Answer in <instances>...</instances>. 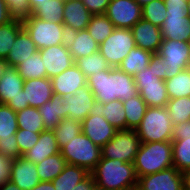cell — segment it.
I'll list each match as a JSON object with an SVG mask.
<instances>
[{
	"label": "cell",
	"mask_w": 190,
	"mask_h": 190,
	"mask_svg": "<svg viewBox=\"0 0 190 190\" xmlns=\"http://www.w3.org/2000/svg\"><path fill=\"white\" fill-rule=\"evenodd\" d=\"M87 85L95 100L103 104L112 100L127 101L138 93L134 77L118 67L94 73L87 78Z\"/></svg>",
	"instance_id": "cell-1"
},
{
	"label": "cell",
	"mask_w": 190,
	"mask_h": 190,
	"mask_svg": "<svg viewBox=\"0 0 190 190\" xmlns=\"http://www.w3.org/2000/svg\"><path fill=\"white\" fill-rule=\"evenodd\" d=\"M90 173L96 186L105 190H130L138 183L134 164L117 159L101 157Z\"/></svg>",
	"instance_id": "cell-2"
},
{
	"label": "cell",
	"mask_w": 190,
	"mask_h": 190,
	"mask_svg": "<svg viewBox=\"0 0 190 190\" xmlns=\"http://www.w3.org/2000/svg\"><path fill=\"white\" fill-rule=\"evenodd\" d=\"M133 164L137 177L173 167L172 142L141 143Z\"/></svg>",
	"instance_id": "cell-3"
},
{
	"label": "cell",
	"mask_w": 190,
	"mask_h": 190,
	"mask_svg": "<svg viewBox=\"0 0 190 190\" xmlns=\"http://www.w3.org/2000/svg\"><path fill=\"white\" fill-rule=\"evenodd\" d=\"M141 143L172 141L173 125L166 107H147L140 125L135 129Z\"/></svg>",
	"instance_id": "cell-4"
},
{
	"label": "cell",
	"mask_w": 190,
	"mask_h": 190,
	"mask_svg": "<svg viewBox=\"0 0 190 190\" xmlns=\"http://www.w3.org/2000/svg\"><path fill=\"white\" fill-rule=\"evenodd\" d=\"M23 28L30 35L35 46L40 50L60 44H66L67 31L63 23L55 24L32 15L23 18Z\"/></svg>",
	"instance_id": "cell-5"
},
{
	"label": "cell",
	"mask_w": 190,
	"mask_h": 190,
	"mask_svg": "<svg viewBox=\"0 0 190 190\" xmlns=\"http://www.w3.org/2000/svg\"><path fill=\"white\" fill-rule=\"evenodd\" d=\"M67 164L83 167L91 172L102 157L101 147L94 144L83 132L70 140L61 150Z\"/></svg>",
	"instance_id": "cell-6"
},
{
	"label": "cell",
	"mask_w": 190,
	"mask_h": 190,
	"mask_svg": "<svg viewBox=\"0 0 190 190\" xmlns=\"http://www.w3.org/2000/svg\"><path fill=\"white\" fill-rule=\"evenodd\" d=\"M141 140L136 130H119L115 136L101 148L102 158L117 159L133 163L139 151Z\"/></svg>",
	"instance_id": "cell-7"
},
{
	"label": "cell",
	"mask_w": 190,
	"mask_h": 190,
	"mask_svg": "<svg viewBox=\"0 0 190 190\" xmlns=\"http://www.w3.org/2000/svg\"><path fill=\"white\" fill-rule=\"evenodd\" d=\"M135 47L136 43L131 29L115 28L112 34L99 45V52L111 68H117Z\"/></svg>",
	"instance_id": "cell-8"
},
{
	"label": "cell",
	"mask_w": 190,
	"mask_h": 190,
	"mask_svg": "<svg viewBox=\"0 0 190 190\" xmlns=\"http://www.w3.org/2000/svg\"><path fill=\"white\" fill-rule=\"evenodd\" d=\"M166 19L161 28L163 39L187 42L190 37L188 4H165Z\"/></svg>",
	"instance_id": "cell-9"
},
{
	"label": "cell",
	"mask_w": 190,
	"mask_h": 190,
	"mask_svg": "<svg viewBox=\"0 0 190 190\" xmlns=\"http://www.w3.org/2000/svg\"><path fill=\"white\" fill-rule=\"evenodd\" d=\"M157 55L163 59L165 80L174 77L182 70L188 69L190 50L187 42L163 39Z\"/></svg>",
	"instance_id": "cell-10"
},
{
	"label": "cell",
	"mask_w": 190,
	"mask_h": 190,
	"mask_svg": "<svg viewBox=\"0 0 190 190\" xmlns=\"http://www.w3.org/2000/svg\"><path fill=\"white\" fill-rule=\"evenodd\" d=\"M188 176L175 167L138 177L137 185L143 190H183Z\"/></svg>",
	"instance_id": "cell-11"
},
{
	"label": "cell",
	"mask_w": 190,
	"mask_h": 190,
	"mask_svg": "<svg viewBox=\"0 0 190 190\" xmlns=\"http://www.w3.org/2000/svg\"><path fill=\"white\" fill-rule=\"evenodd\" d=\"M104 14L115 28L131 29L142 19V7L135 0H110Z\"/></svg>",
	"instance_id": "cell-12"
},
{
	"label": "cell",
	"mask_w": 190,
	"mask_h": 190,
	"mask_svg": "<svg viewBox=\"0 0 190 190\" xmlns=\"http://www.w3.org/2000/svg\"><path fill=\"white\" fill-rule=\"evenodd\" d=\"M40 56L46 69V77L52 79L75 64L67 44L40 49Z\"/></svg>",
	"instance_id": "cell-13"
},
{
	"label": "cell",
	"mask_w": 190,
	"mask_h": 190,
	"mask_svg": "<svg viewBox=\"0 0 190 190\" xmlns=\"http://www.w3.org/2000/svg\"><path fill=\"white\" fill-rule=\"evenodd\" d=\"M95 101V96L88 85L77 89L74 94L63 97L66 117L82 122L94 107Z\"/></svg>",
	"instance_id": "cell-14"
},
{
	"label": "cell",
	"mask_w": 190,
	"mask_h": 190,
	"mask_svg": "<svg viewBox=\"0 0 190 190\" xmlns=\"http://www.w3.org/2000/svg\"><path fill=\"white\" fill-rule=\"evenodd\" d=\"M117 131L105 117L97 114L88 115L82 121V132L101 148L115 136Z\"/></svg>",
	"instance_id": "cell-15"
},
{
	"label": "cell",
	"mask_w": 190,
	"mask_h": 190,
	"mask_svg": "<svg viewBox=\"0 0 190 190\" xmlns=\"http://www.w3.org/2000/svg\"><path fill=\"white\" fill-rule=\"evenodd\" d=\"M137 47L157 54L163 40L161 28L141 19L131 28Z\"/></svg>",
	"instance_id": "cell-16"
},
{
	"label": "cell",
	"mask_w": 190,
	"mask_h": 190,
	"mask_svg": "<svg viewBox=\"0 0 190 190\" xmlns=\"http://www.w3.org/2000/svg\"><path fill=\"white\" fill-rule=\"evenodd\" d=\"M51 81L53 94L61 97L72 95L77 89L87 85V78L75 64L54 76Z\"/></svg>",
	"instance_id": "cell-17"
},
{
	"label": "cell",
	"mask_w": 190,
	"mask_h": 190,
	"mask_svg": "<svg viewBox=\"0 0 190 190\" xmlns=\"http://www.w3.org/2000/svg\"><path fill=\"white\" fill-rule=\"evenodd\" d=\"M91 17L92 14L81 0H65L63 24L66 27L67 33L85 30Z\"/></svg>",
	"instance_id": "cell-18"
},
{
	"label": "cell",
	"mask_w": 190,
	"mask_h": 190,
	"mask_svg": "<svg viewBox=\"0 0 190 190\" xmlns=\"http://www.w3.org/2000/svg\"><path fill=\"white\" fill-rule=\"evenodd\" d=\"M9 180L15 183L21 190H31L40 182L36 164L23 156L15 158L12 163Z\"/></svg>",
	"instance_id": "cell-19"
},
{
	"label": "cell",
	"mask_w": 190,
	"mask_h": 190,
	"mask_svg": "<svg viewBox=\"0 0 190 190\" xmlns=\"http://www.w3.org/2000/svg\"><path fill=\"white\" fill-rule=\"evenodd\" d=\"M23 89L26 101L29 102L30 107L34 108L43 106L54 95L52 81L47 77L25 80Z\"/></svg>",
	"instance_id": "cell-20"
},
{
	"label": "cell",
	"mask_w": 190,
	"mask_h": 190,
	"mask_svg": "<svg viewBox=\"0 0 190 190\" xmlns=\"http://www.w3.org/2000/svg\"><path fill=\"white\" fill-rule=\"evenodd\" d=\"M57 153H60V149L56 141L55 133L53 130L47 129L40 132L39 140L23 155V157L35 164H38L48 156H52Z\"/></svg>",
	"instance_id": "cell-21"
},
{
	"label": "cell",
	"mask_w": 190,
	"mask_h": 190,
	"mask_svg": "<svg viewBox=\"0 0 190 190\" xmlns=\"http://www.w3.org/2000/svg\"><path fill=\"white\" fill-rule=\"evenodd\" d=\"M99 115L105 119L118 131L126 130V117L124 105L121 100H112L107 103L95 101L94 107L90 110L89 115Z\"/></svg>",
	"instance_id": "cell-22"
},
{
	"label": "cell",
	"mask_w": 190,
	"mask_h": 190,
	"mask_svg": "<svg viewBox=\"0 0 190 190\" xmlns=\"http://www.w3.org/2000/svg\"><path fill=\"white\" fill-rule=\"evenodd\" d=\"M66 44L74 61L99 51L98 43L86 29L68 33Z\"/></svg>",
	"instance_id": "cell-23"
},
{
	"label": "cell",
	"mask_w": 190,
	"mask_h": 190,
	"mask_svg": "<svg viewBox=\"0 0 190 190\" xmlns=\"http://www.w3.org/2000/svg\"><path fill=\"white\" fill-rule=\"evenodd\" d=\"M39 49L35 46V43L31 40L30 35L24 30V28L18 33L12 50L8 53L7 61L8 66L16 67L24 60L30 58L32 54H35Z\"/></svg>",
	"instance_id": "cell-24"
},
{
	"label": "cell",
	"mask_w": 190,
	"mask_h": 190,
	"mask_svg": "<svg viewBox=\"0 0 190 190\" xmlns=\"http://www.w3.org/2000/svg\"><path fill=\"white\" fill-rule=\"evenodd\" d=\"M24 82L16 67L8 66L0 79V104L6 105L11 99L19 96Z\"/></svg>",
	"instance_id": "cell-25"
},
{
	"label": "cell",
	"mask_w": 190,
	"mask_h": 190,
	"mask_svg": "<svg viewBox=\"0 0 190 190\" xmlns=\"http://www.w3.org/2000/svg\"><path fill=\"white\" fill-rule=\"evenodd\" d=\"M38 109L45 128L49 130H53L63 118H66L65 104H63V97L61 96L53 95Z\"/></svg>",
	"instance_id": "cell-26"
},
{
	"label": "cell",
	"mask_w": 190,
	"mask_h": 190,
	"mask_svg": "<svg viewBox=\"0 0 190 190\" xmlns=\"http://www.w3.org/2000/svg\"><path fill=\"white\" fill-rule=\"evenodd\" d=\"M153 53L140 47L133 48L118 68L134 77L135 74L145 70L153 57Z\"/></svg>",
	"instance_id": "cell-27"
},
{
	"label": "cell",
	"mask_w": 190,
	"mask_h": 190,
	"mask_svg": "<svg viewBox=\"0 0 190 190\" xmlns=\"http://www.w3.org/2000/svg\"><path fill=\"white\" fill-rule=\"evenodd\" d=\"M90 172L80 166L67 164L64 170L51 182L55 190H72L80 181H83Z\"/></svg>",
	"instance_id": "cell-28"
},
{
	"label": "cell",
	"mask_w": 190,
	"mask_h": 190,
	"mask_svg": "<svg viewBox=\"0 0 190 190\" xmlns=\"http://www.w3.org/2000/svg\"><path fill=\"white\" fill-rule=\"evenodd\" d=\"M137 90L148 107H166L169 101L164 81L143 84V87H137Z\"/></svg>",
	"instance_id": "cell-29"
},
{
	"label": "cell",
	"mask_w": 190,
	"mask_h": 190,
	"mask_svg": "<svg viewBox=\"0 0 190 190\" xmlns=\"http://www.w3.org/2000/svg\"><path fill=\"white\" fill-rule=\"evenodd\" d=\"M172 142L173 167L190 176V136H180Z\"/></svg>",
	"instance_id": "cell-30"
},
{
	"label": "cell",
	"mask_w": 190,
	"mask_h": 190,
	"mask_svg": "<svg viewBox=\"0 0 190 190\" xmlns=\"http://www.w3.org/2000/svg\"><path fill=\"white\" fill-rule=\"evenodd\" d=\"M122 102L125 110L126 130H135L140 125L148 106L139 92L127 101Z\"/></svg>",
	"instance_id": "cell-31"
},
{
	"label": "cell",
	"mask_w": 190,
	"mask_h": 190,
	"mask_svg": "<svg viewBox=\"0 0 190 190\" xmlns=\"http://www.w3.org/2000/svg\"><path fill=\"white\" fill-rule=\"evenodd\" d=\"M65 0H49L44 4H37L31 11L32 16L55 24L63 23Z\"/></svg>",
	"instance_id": "cell-32"
},
{
	"label": "cell",
	"mask_w": 190,
	"mask_h": 190,
	"mask_svg": "<svg viewBox=\"0 0 190 190\" xmlns=\"http://www.w3.org/2000/svg\"><path fill=\"white\" fill-rule=\"evenodd\" d=\"M66 165L67 161L61 153L48 156L42 162L36 164L40 181H52L64 170Z\"/></svg>",
	"instance_id": "cell-33"
},
{
	"label": "cell",
	"mask_w": 190,
	"mask_h": 190,
	"mask_svg": "<svg viewBox=\"0 0 190 190\" xmlns=\"http://www.w3.org/2000/svg\"><path fill=\"white\" fill-rule=\"evenodd\" d=\"M23 29L21 19L14 18L12 21L0 26V58L6 59L14 46L18 33Z\"/></svg>",
	"instance_id": "cell-34"
},
{
	"label": "cell",
	"mask_w": 190,
	"mask_h": 190,
	"mask_svg": "<svg viewBox=\"0 0 190 190\" xmlns=\"http://www.w3.org/2000/svg\"><path fill=\"white\" fill-rule=\"evenodd\" d=\"M115 29L112 21L105 15H92L86 30L90 36L98 43L102 44Z\"/></svg>",
	"instance_id": "cell-35"
},
{
	"label": "cell",
	"mask_w": 190,
	"mask_h": 190,
	"mask_svg": "<svg viewBox=\"0 0 190 190\" xmlns=\"http://www.w3.org/2000/svg\"><path fill=\"white\" fill-rule=\"evenodd\" d=\"M53 131L61 150L70 140L82 132V122L66 117L57 124Z\"/></svg>",
	"instance_id": "cell-36"
},
{
	"label": "cell",
	"mask_w": 190,
	"mask_h": 190,
	"mask_svg": "<svg viewBox=\"0 0 190 190\" xmlns=\"http://www.w3.org/2000/svg\"><path fill=\"white\" fill-rule=\"evenodd\" d=\"M169 99L190 96V72L188 69L182 70L172 78L165 81Z\"/></svg>",
	"instance_id": "cell-37"
},
{
	"label": "cell",
	"mask_w": 190,
	"mask_h": 190,
	"mask_svg": "<svg viewBox=\"0 0 190 190\" xmlns=\"http://www.w3.org/2000/svg\"><path fill=\"white\" fill-rule=\"evenodd\" d=\"M40 56V51L32 54L29 59L24 60L16 69L24 80L39 79L46 77V69Z\"/></svg>",
	"instance_id": "cell-38"
},
{
	"label": "cell",
	"mask_w": 190,
	"mask_h": 190,
	"mask_svg": "<svg viewBox=\"0 0 190 190\" xmlns=\"http://www.w3.org/2000/svg\"><path fill=\"white\" fill-rule=\"evenodd\" d=\"M16 116L18 129H25L31 132H42L47 130L38 108L29 106L16 112Z\"/></svg>",
	"instance_id": "cell-39"
},
{
	"label": "cell",
	"mask_w": 190,
	"mask_h": 190,
	"mask_svg": "<svg viewBox=\"0 0 190 190\" xmlns=\"http://www.w3.org/2000/svg\"><path fill=\"white\" fill-rule=\"evenodd\" d=\"M75 65L81 70L86 78L94 73L111 69L106 59L100 54L99 51L75 60Z\"/></svg>",
	"instance_id": "cell-40"
},
{
	"label": "cell",
	"mask_w": 190,
	"mask_h": 190,
	"mask_svg": "<svg viewBox=\"0 0 190 190\" xmlns=\"http://www.w3.org/2000/svg\"><path fill=\"white\" fill-rule=\"evenodd\" d=\"M166 108L173 126L190 120V96L169 99Z\"/></svg>",
	"instance_id": "cell-41"
},
{
	"label": "cell",
	"mask_w": 190,
	"mask_h": 190,
	"mask_svg": "<svg viewBox=\"0 0 190 190\" xmlns=\"http://www.w3.org/2000/svg\"><path fill=\"white\" fill-rule=\"evenodd\" d=\"M17 130L16 112L9 106L0 104V138H13Z\"/></svg>",
	"instance_id": "cell-42"
},
{
	"label": "cell",
	"mask_w": 190,
	"mask_h": 190,
	"mask_svg": "<svg viewBox=\"0 0 190 190\" xmlns=\"http://www.w3.org/2000/svg\"><path fill=\"white\" fill-rule=\"evenodd\" d=\"M142 18L161 27L166 19L164 0H154L142 7Z\"/></svg>",
	"instance_id": "cell-43"
},
{
	"label": "cell",
	"mask_w": 190,
	"mask_h": 190,
	"mask_svg": "<svg viewBox=\"0 0 190 190\" xmlns=\"http://www.w3.org/2000/svg\"><path fill=\"white\" fill-rule=\"evenodd\" d=\"M15 135L19 145V151L23 156L39 140L40 132H31L25 129H18Z\"/></svg>",
	"instance_id": "cell-44"
},
{
	"label": "cell",
	"mask_w": 190,
	"mask_h": 190,
	"mask_svg": "<svg viewBox=\"0 0 190 190\" xmlns=\"http://www.w3.org/2000/svg\"><path fill=\"white\" fill-rule=\"evenodd\" d=\"M11 15L16 19H23L32 15L28 0H5Z\"/></svg>",
	"instance_id": "cell-45"
},
{
	"label": "cell",
	"mask_w": 190,
	"mask_h": 190,
	"mask_svg": "<svg viewBox=\"0 0 190 190\" xmlns=\"http://www.w3.org/2000/svg\"><path fill=\"white\" fill-rule=\"evenodd\" d=\"M0 153L11 159L22 156L15 134H13V138H0Z\"/></svg>",
	"instance_id": "cell-46"
},
{
	"label": "cell",
	"mask_w": 190,
	"mask_h": 190,
	"mask_svg": "<svg viewBox=\"0 0 190 190\" xmlns=\"http://www.w3.org/2000/svg\"><path fill=\"white\" fill-rule=\"evenodd\" d=\"M135 84L137 87H143V84L162 82L156 77V72L153 67H147L145 70L134 75Z\"/></svg>",
	"instance_id": "cell-47"
},
{
	"label": "cell",
	"mask_w": 190,
	"mask_h": 190,
	"mask_svg": "<svg viewBox=\"0 0 190 190\" xmlns=\"http://www.w3.org/2000/svg\"><path fill=\"white\" fill-rule=\"evenodd\" d=\"M92 15H101L106 12L110 0H81Z\"/></svg>",
	"instance_id": "cell-48"
},
{
	"label": "cell",
	"mask_w": 190,
	"mask_h": 190,
	"mask_svg": "<svg viewBox=\"0 0 190 190\" xmlns=\"http://www.w3.org/2000/svg\"><path fill=\"white\" fill-rule=\"evenodd\" d=\"M14 159L0 153V186L9 181Z\"/></svg>",
	"instance_id": "cell-49"
},
{
	"label": "cell",
	"mask_w": 190,
	"mask_h": 190,
	"mask_svg": "<svg viewBox=\"0 0 190 190\" xmlns=\"http://www.w3.org/2000/svg\"><path fill=\"white\" fill-rule=\"evenodd\" d=\"M10 108H12L15 112L21 111L27 107H29V102L26 101L25 90L23 89L20 92V95L14 99H11L7 104Z\"/></svg>",
	"instance_id": "cell-50"
},
{
	"label": "cell",
	"mask_w": 190,
	"mask_h": 190,
	"mask_svg": "<svg viewBox=\"0 0 190 190\" xmlns=\"http://www.w3.org/2000/svg\"><path fill=\"white\" fill-rule=\"evenodd\" d=\"M180 136H190V120L173 126L172 141L179 140Z\"/></svg>",
	"instance_id": "cell-51"
},
{
	"label": "cell",
	"mask_w": 190,
	"mask_h": 190,
	"mask_svg": "<svg viewBox=\"0 0 190 190\" xmlns=\"http://www.w3.org/2000/svg\"><path fill=\"white\" fill-rule=\"evenodd\" d=\"M163 66V59L157 54H154L150 60L148 67H153L154 71L156 72V77H158L160 80L165 81V72Z\"/></svg>",
	"instance_id": "cell-52"
},
{
	"label": "cell",
	"mask_w": 190,
	"mask_h": 190,
	"mask_svg": "<svg viewBox=\"0 0 190 190\" xmlns=\"http://www.w3.org/2000/svg\"><path fill=\"white\" fill-rule=\"evenodd\" d=\"M14 17L11 15L5 0H0V26L12 21Z\"/></svg>",
	"instance_id": "cell-53"
},
{
	"label": "cell",
	"mask_w": 190,
	"mask_h": 190,
	"mask_svg": "<svg viewBox=\"0 0 190 190\" xmlns=\"http://www.w3.org/2000/svg\"><path fill=\"white\" fill-rule=\"evenodd\" d=\"M95 181L91 173L83 180L80 181L72 190H92L95 186Z\"/></svg>",
	"instance_id": "cell-54"
},
{
	"label": "cell",
	"mask_w": 190,
	"mask_h": 190,
	"mask_svg": "<svg viewBox=\"0 0 190 190\" xmlns=\"http://www.w3.org/2000/svg\"><path fill=\"white\" fill-rule=\"evenodd\" d=\"M31 190H55L51 181H40Z\"/></svg>",
	"instance_id": "cell-55"
},
{
	"label": "cell",
	"mask_w": 190,
	"mask_h": 190,
	"mask_svg": "<svg viewBox=\"0 0 190 190\" xmlns=\"http://www.w3.org/2000/svg\"><path fill=\"white\" fill-rule=\"evenodd\" d=\"M0 190H21V189L15 183L9 180L0 186Z\"/></svg>",
	"instance_id": "cell-56"
},
{
	"label": "cell",
	"mask_w": 190,
	"mask_h": 190,
	"mask_svg": "<svg viewBox=\"0 0 190 190\" xmlns=\"http://www.w3.org/2000/svg\"><path fill=\"white\" fill-rule=\"evenodd\" d=\"M49 0H28L29 6H30V10L32 11L37 4H44Z\"/></svg>",
	"instance_id": "cell-57"
},
{
	"label": "cell",
	"mask_w": 190,
	"mask_h": 190,
	"mask_svg": "<svg viewBox=\"0 0 190 190\" xmlns=\"http://www.w3.org/2000/svg\"><path fill=\"white\" fill-rule=\"evenodd\" d=\"M8 67L7 61L3 58H0V79L4 75V70Z\"/></svg>",
	"instance_id": "cell-58"
},
{
	"label": "cell",
	"mask_w": 190,
	"mask_h": 190,
	"mask_svg": "<svg viewBox=\"0 0 190 190\" xmlns=\"http://www.w3.org/2000/svg\"><path fill=\"white\" fill-rule=\"evenodd\" d=\"M165 4H183L187 3V0H164Z\"/></svg>",
	"instance_id": "cell-59"
},
{
	"label": "cell",
	"mask_w": 190,
	"mask_h": 190,
	"mask_svg": "<svg viewBox=\"0 0 190 190\" xmlns=\"http://www.w3.org/2000/svg\"><path fill=\"white\" fill-rule=\"evenodd\" d=\"M141 7L149 4L150 2L154 1V0H135Z\"/></svg>",
	"instance_id": "cell-60"
},
{
	"label": "cell",
	"mask_w": 190,
	"mask_h": 190,
	"mask_svg": "<svg viewBox=\"0 0 190 190\" xmlns=\"http://www.w3.org/2000/svg\"><path fill=\"white\" fill-rule=\"evenodd\" d=\"M183 190H190V181L189 180L185 183Z\"/></svg>",
	"instance_id": "cell-61"
},
{
	"label": "cell",
	"mask_w": 190,
	"mask_h": 190,
	"mask_svg": "<svg viewBox=\"0 0 190 190\" xmlns=\"http://www.w3.org/2000/svg\"><path fill=\"white\" fill-rule=\"evenodd\" d=\"M187 4H188V17L190 18V0H187Z\"/></svg>",
	"instance_id": "cell-62"
},
{
	"label": "cell",
	"mask_w": 190,
	"mask_h": 190,
	"mask_svg": "<svg viewBox=\"0 0 190 190\" xmlns=\"http://www.w3.org/2000/svg\"><path fill=\"white\" fill-rule=\"evenodd\" d=\"M130 190H143V189L141 187H139L138 185H135Z\"/></svg>",
	"instance_id": "cell-63"
},
{
	"label": "cell",
	"mask_w": 190,
	"mask_h": 190,
	"mask_svg": "<svg viewBox=\"0 0 190 190\" xmlns=\"http://www.w3.org/2000/svg\"><path fill=\"white\" fill-rule=\"evenodd\" d=\"M92 190H105V189L100 188V187H98V186L95 185L94 188H93Z\"/></svg>",
	"instance_id": "cell-64"
},
{
	"label": "cell",
	"mask_w": 190,
	"mask_h": 190,
	"mask_svg": "<svg viewBox=\"0 0 190 190\" xmlns=\"http://www.w3.org/2000/svg\"><path fill=\"white\" fill-rule=\"evenodd\" d=\"M187 45H188V48L190 50V37H189V40L187 41Z\"/></svg>",
	"instance_id": "cell-65"
}]
</instances>
